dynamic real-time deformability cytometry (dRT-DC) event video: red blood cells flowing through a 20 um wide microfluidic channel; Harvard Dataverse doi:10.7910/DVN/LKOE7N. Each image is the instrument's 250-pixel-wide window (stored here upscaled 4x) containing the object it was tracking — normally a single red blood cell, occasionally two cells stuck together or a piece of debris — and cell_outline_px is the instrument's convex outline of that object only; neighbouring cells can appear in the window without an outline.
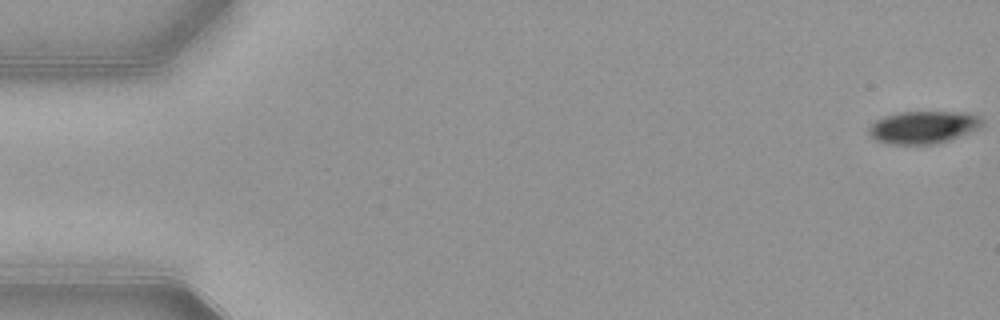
{"species": "common noctule bat (a hibernating species)", "species_latin": "Nyctalus noctula", "temperature_condition": "warm", "stored_images_in_passage": 53, "camera_frame_rate_fps": 3000, "um_per_image_px": 0.085, "animal": {"sex": "female", "body_mass_g": 21.9}, "frame": {"image": 1, "passage_image": 1, "time_ms": 0.0, "image_size_px": [1000, 320], "cell_outline_px": [[984, 124], [968, 132], [948, 140], [936, 144], [888, 144], [876, 140], [868, 132], [868, 128], [876, 120], [884, 116], [900, 112], [968, 112], [980, 116], [984, 120]], "centroid_in_image_um": [78.48, 10.8], "position_along_channel_um": 6.5, "area_um2": 21.39}}
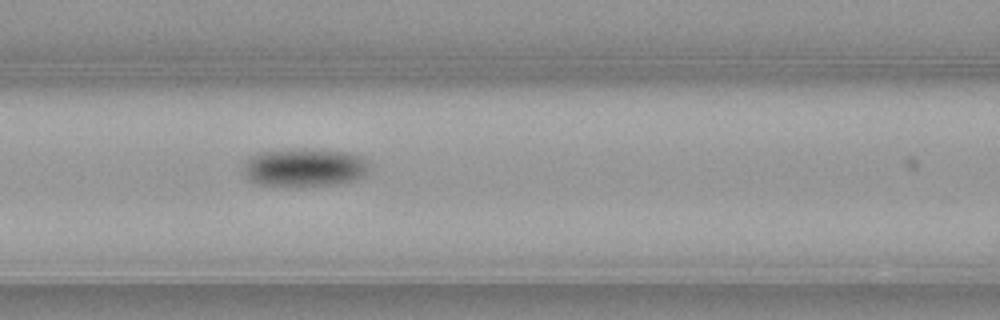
{"frame": {"image": 2, "passage_image": 23, "time_ms": 7.333, "image_size_px": [1000, 320], "cell_outline_px": [[368, 168], [360, 176], [352, 180], [332, 184], [260, 184], [252, 180], [244, 172], [244, 160], [248, 156], [260, 152], [292, 148], [304, 148], [348, 152], [360, 156], [368, 164]], "centroid_in_image_um": [25.83, 14.17], "position_along_channel_um": 140.8, "area_um2": 27.22}}
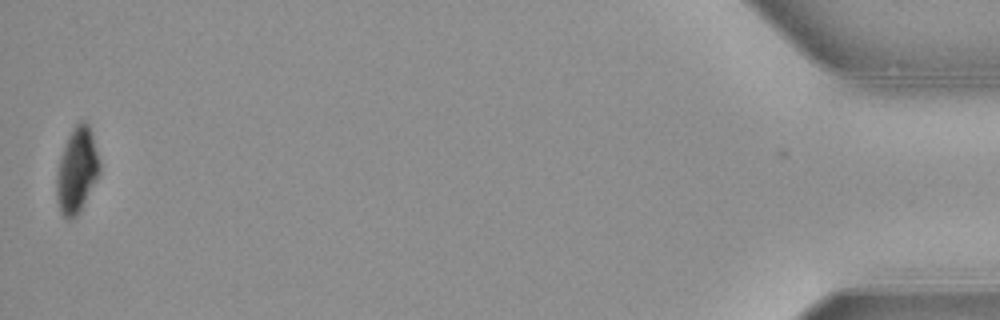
{"frame": {"image": 3, "passage_image": 53, "time_ms": 17.333, "image_size_px": [1000, 320], "cell_outline_px": [[100, 172], [96, 180], [76, 216], [68, 220], [60, 212], [56, 200], [56, 172], [68, 136], [72, 128], [80, 120], [84, 120], [88, 124], [92, 132], [100, 164]], "centroid_in_image_um": [6.52, 14.46], "position_along_channel_um": 428.7, "area_um2": 21.15}, "authors_computed_cell_mechanics": {"area_um2": 24.9696, "velocity_mm_per_s": 3.8805, "shape_relaxation_time_tau1_ms": 2.4126, "shape_relaxation_time_tau2_ms": null, "deformation_change_tau1": 0.0951, "deformation_change_tau2": null}}